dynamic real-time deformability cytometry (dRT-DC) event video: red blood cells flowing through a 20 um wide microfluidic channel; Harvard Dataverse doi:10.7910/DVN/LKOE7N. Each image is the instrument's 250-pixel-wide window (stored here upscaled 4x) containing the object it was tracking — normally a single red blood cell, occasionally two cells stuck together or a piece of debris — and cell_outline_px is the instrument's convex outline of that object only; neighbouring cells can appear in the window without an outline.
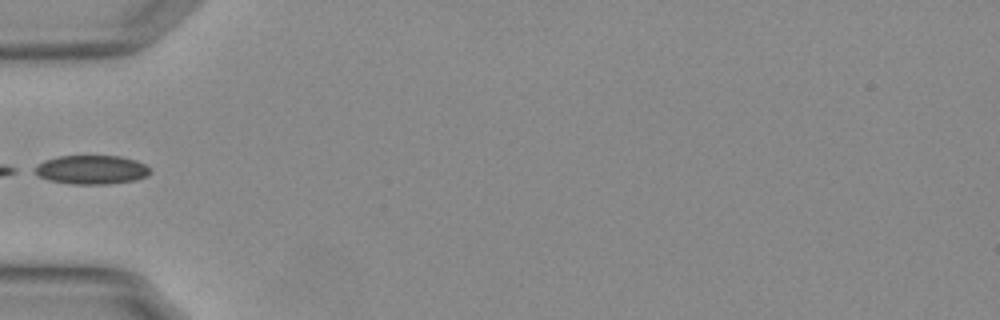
{"species": "Egyptian fruit bat (a non-hibernating species)", "species_latin": "Rousettus aegyptiacus", "temperature_condition": "warm", "stored_images_in_passage": 35, "camera_frame_rate_fps": 3000, "um_per_image_px": 0.085, "animal": {"sex": "female"}, "frame": {"image": 1, "passage_image": 1, "time_ms": 0.0, "image_size_px": [1000, 320], "cell_outline_px": [[152, 172], [136, 180], [108, 184], [72, 184], [48, 180], [32, 172], [28, 168], [44, 160], [60, 156], [120, 156], [136, 160], [144, 164]], "centroid_in_image_um": [7.7, 14.42], "position_along_channel_um": 77.3, "area_um2": 19.65}}
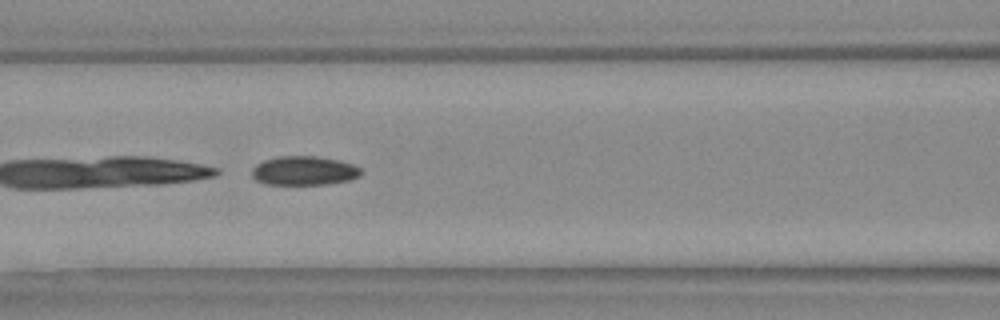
{"frame": {"image": 2, "passage_image": 6, "time_ms": 1.667, "image_size_px": [1000, 320], "cell_outline_px": [[360, 176], [352, 180], [324, 184], [268, 184], [256, 180], [252, 176], [252, 168], [256, 164], [264, 160], [280, 156], [316, 156], [336, 160], [352, 164], [360, 168]], "centroid_in_image_um": [25.83, 14.51], "position_along_channel_um": 140.8, "area_um2": 18.32}}